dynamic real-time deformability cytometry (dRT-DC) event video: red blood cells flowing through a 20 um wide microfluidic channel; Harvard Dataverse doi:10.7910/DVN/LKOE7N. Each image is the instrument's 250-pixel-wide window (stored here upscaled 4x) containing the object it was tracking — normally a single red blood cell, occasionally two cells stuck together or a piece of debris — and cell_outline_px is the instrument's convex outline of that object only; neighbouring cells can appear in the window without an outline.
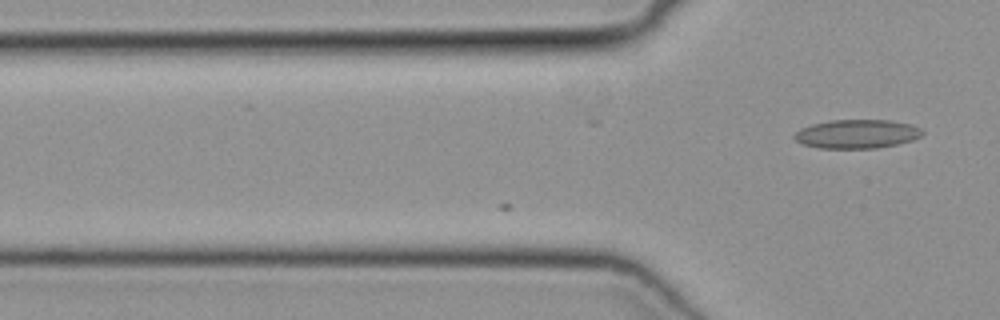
{"species": "common noctule bat (a hibernating species)", "species_latin": "Nyctalus noctula", "temperature_condition": "cold", "stored_images_in_passage": 3, "camera_frame_rate_fps": 3000, "um_per_image_px": 0.085, "animal": {"sex": "female", "body_mass_g": 19.3, "forearm_length_mm": 54.1}, "frame": {"image": 1, "passage_image": 3, "time_ms": 0.667, "image_size_px": [1000, 320], "cell_outline_px": [[924, 132], [920, 136], [912, 140], [896, 144], [876, 148], [820, 148], [804, 144], [796, 140], [792, 136], [800, 128], [812, 124], [828, 120], [892, 120], [912, 124], [920, 128]], "centroid_in_image_um": [72.84, 11.37], "position_along_channel_um": 53.0, "area_um2": 21.5}}